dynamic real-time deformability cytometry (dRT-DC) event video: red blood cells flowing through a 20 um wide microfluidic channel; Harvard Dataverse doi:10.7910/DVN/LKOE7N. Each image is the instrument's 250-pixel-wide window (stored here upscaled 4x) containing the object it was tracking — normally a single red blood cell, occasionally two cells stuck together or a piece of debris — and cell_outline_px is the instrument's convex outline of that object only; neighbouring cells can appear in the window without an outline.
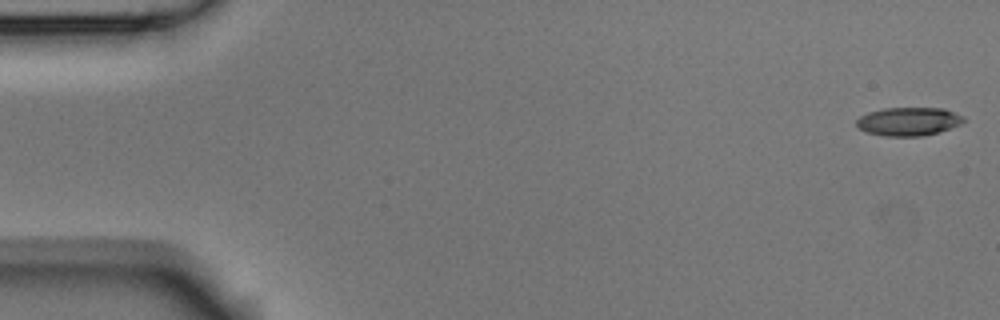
{"species": "Egyptian fruit bat (a non-hibernating species)", "species_latin": "Rousettus aegyptiacus", "temperature_condition": "room temperature", "stored_images_in_passage": 4, "camera_frame_rate_fps": 3000, "um_per_image_px": 0.085, "animal": {"sex": "male"}, "frame": {"image": 1, "passage_image": 1, "time_ms": 0.0, "image_size_px": [1000, 320], "cell_outline_px": [[968, 120], [960, 124], [940, 132], [924, 136], [884, 136], [864, 132], [856, 124], [856, 120], [860, 116], [868, 112], [884, 108], [944, 108], [964, 116]], "centroid_in_image_um": [77.25, 10.33], "position_along_channel_um": 7.8, "area_um2": 17.98}}
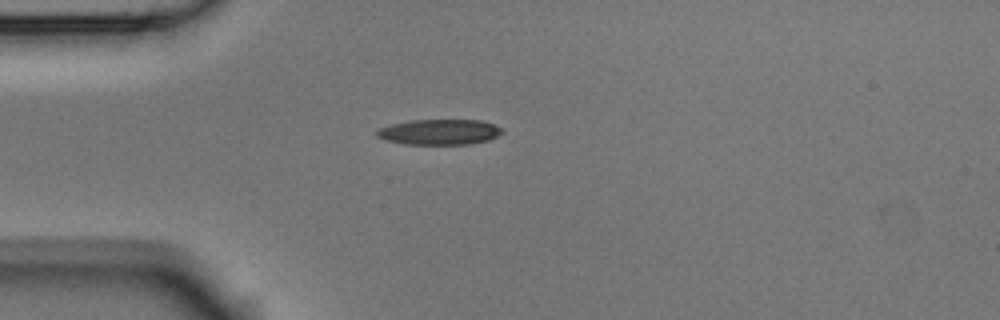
{"frame": {"image": 2, "passage_image": 4, "time_ms": 1.0, "image_size_px": [1000, 320], "cell_outline_px": [[504, 132], [488, 140], [472, 144], [404, 144], [384, 140], [376, 136], [376, 132], [380, 128], [392, 124], [408, 120], [480, 120], [492, 124], [500, 128]], "centroid_in_image_um": [37.32, 11.22], "position_along_channel_um": 47.7, "area_um2": 18.55}}